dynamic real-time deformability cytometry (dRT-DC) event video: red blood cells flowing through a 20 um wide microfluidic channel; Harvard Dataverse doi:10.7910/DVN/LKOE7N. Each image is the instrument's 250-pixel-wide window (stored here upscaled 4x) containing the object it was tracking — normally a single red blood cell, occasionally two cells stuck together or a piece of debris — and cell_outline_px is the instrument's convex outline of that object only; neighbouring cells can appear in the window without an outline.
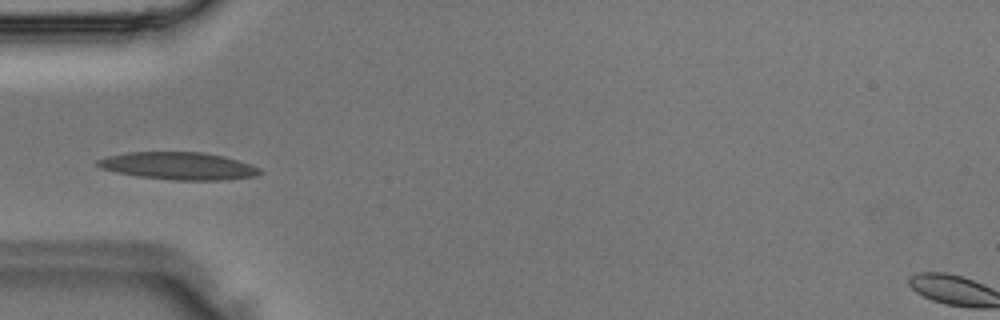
{"species": "Egyptian fruit bat (a non-hibernating species)", "species_latin": "Rousettus aegyptiacus", "temperature_condition": "room temperature", "stored_images_in_passage": 21, "camera_frame_rate_fps": 3000, "um_per_image_px": 0.085, "animal": {"sex": "male"}, "frame": {"image": 1, "passage_image": 4, "time_ms": 1.0, "image_size_px": [1000, 320], "cell_outline_px": [[264, 172], [256, 176], [228, 180], [172, 180], [136, 176], [116, 172], [100, 168], [96, 164], [96, 160], [108, 156], [128, 152], [204, 152], [224, 156], [260, 168]], "centroid_in_image_um": [15.18, 14.11], "position_along_channel_um": 69.8, "area_um2": 26.07}}
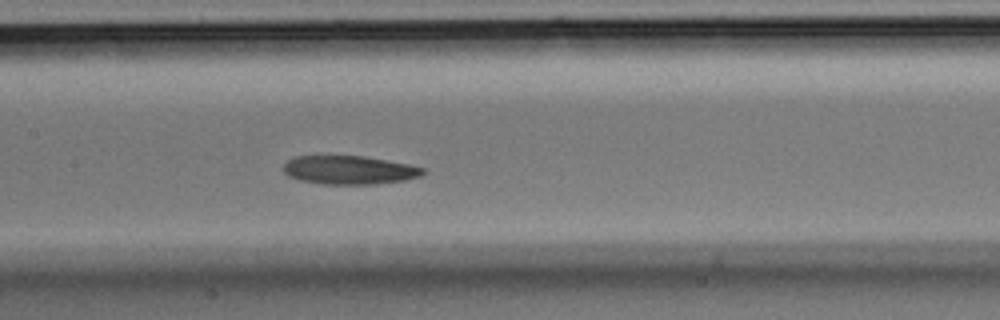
{"frame": {"image": 2, "passage_image": 10, "time_ms": 3.0, "image_size_px": [1000, 320], "cell_outline_px": [[424, 172], [420, 176], [404, 180], [376, 184], [320, 184], [300, 180], [288, 176], [284, 172], [284, 164], [288, 160], [296, 156], [364, 156], [408, 164], [424, 168]], "centroid_in_image_um": [29.67, 14.45], "position_along_channel_um": 177.7, "area_um2": 23.12}}
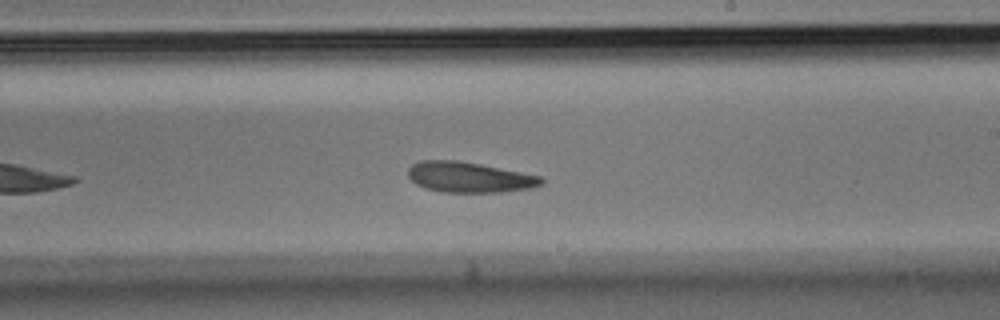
{"frame": {"image": 3, "passage_image": 14, "time_ms": 4.333, "image_size_px": [1000, 320], "cell_outline_px": [[544, 184], [528, 188], [504, 192], [440, 192], [424, 188], [416, 184], [408, 176], [408, 168], [412, 164], [420, 160], [456, 160], [480, 164], [544, 176]], "centroid_in_image_um": [39.9, 15.06], "position_along_channel_um": 249.1, "area_um2": 23.87}}